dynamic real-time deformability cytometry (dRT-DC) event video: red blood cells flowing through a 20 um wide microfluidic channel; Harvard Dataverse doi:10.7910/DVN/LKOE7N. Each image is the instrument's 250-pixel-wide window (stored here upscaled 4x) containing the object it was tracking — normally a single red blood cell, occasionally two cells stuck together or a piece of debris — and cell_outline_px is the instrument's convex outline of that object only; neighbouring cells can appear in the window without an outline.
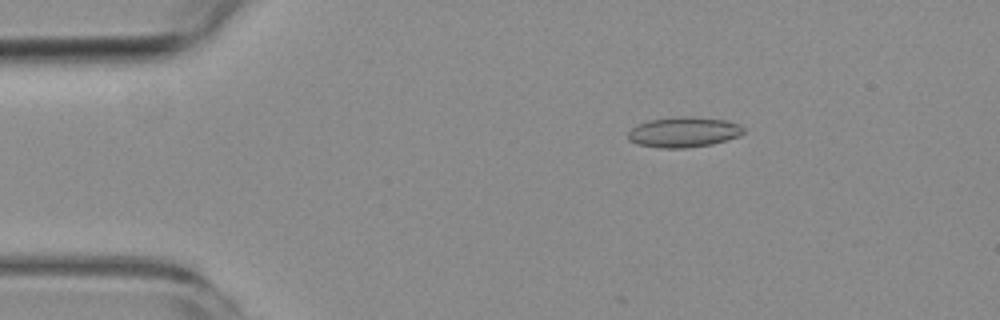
{"species": "common noctule bat (a hibernating species)", "species_latin": "Nyctalus noctula", "temperature_condition": "room temperature", "stored_images_in_passage": 3, "camera_frame_rate_fps": 3000, "um_per_image_px": 0.085, "animal": {"sex": "female", "body_mass_g": 19.3, "forearm_length_mm": 54.1}, "frame": {"image": 1, "passage_image": 2, "time_ms": 1.333, "image_size_px": [1000, 320], "cell_outline_px": [[744, 132], [740, 136], [728, 140], [712, 144], [688, 148], [660, 148], [636, 144], [628, 140], [628, 132], [636, 124], [648, 120], [680, 116], [692, 116], [724, 120], [740, 124], [744, 128]], "centroid_in_image_um": [58.11, 11.23], "position_along_channel_um": 26.9, "area_um2": 20.69}}